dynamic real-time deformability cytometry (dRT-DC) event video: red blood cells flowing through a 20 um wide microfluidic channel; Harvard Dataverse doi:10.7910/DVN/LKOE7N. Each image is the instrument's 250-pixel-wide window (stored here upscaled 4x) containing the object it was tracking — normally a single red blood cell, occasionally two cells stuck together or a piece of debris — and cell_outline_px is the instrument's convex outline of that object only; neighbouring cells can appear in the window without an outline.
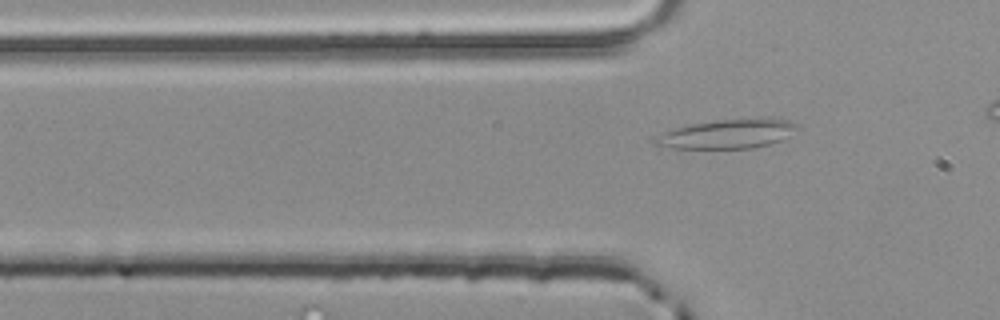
{"species": "common noctule bat (a hibernating species)", "species_latin": "Nyctalus noctula", "temperature_condition": "room temperature", "stored_images_in_passage": 4, "camera_frame_rate_fps": 3000, "um_per_image_px": 0.085, "animal": {"sex": "male", "body_mass_g": 20.4}, "frame": {"image": 1, "passage_image": 4, "time_ms": 1.0, "image_size_px": [1000, 320], "cell_outline_px": [[800, 128], [788, 136], [780, 140], [768, 144], [752, 148], [672, 148], [656, 144], [652, 140], [664, 132], [676, 128], [692, 124], [716, 120], [788, 120], [800, 124]], "centroid_in_image_um": [61.84, 11.4], "position_along_channel_um": 64.0, "area_um2": 23.35}}